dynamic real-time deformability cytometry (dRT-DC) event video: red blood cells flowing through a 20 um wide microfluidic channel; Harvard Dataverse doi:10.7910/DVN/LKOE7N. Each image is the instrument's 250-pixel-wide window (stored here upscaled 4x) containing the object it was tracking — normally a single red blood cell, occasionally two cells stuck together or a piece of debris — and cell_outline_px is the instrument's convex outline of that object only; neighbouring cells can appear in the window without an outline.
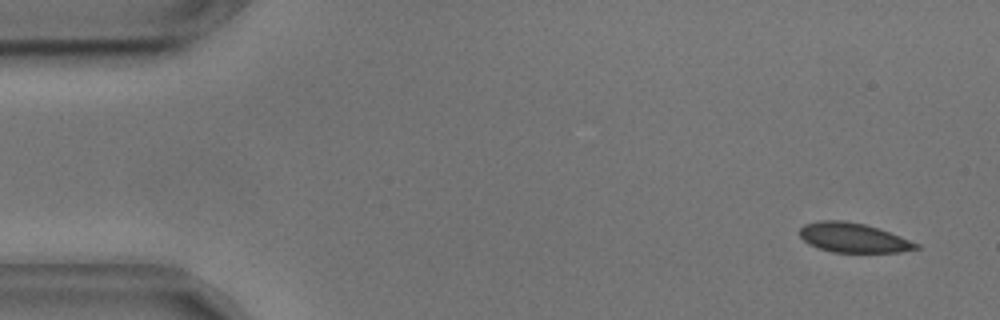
{"species": "common noctule bat (a hibernating species)", "species_latin": "Nyctalus noctula", "temperature_condition": "cold", "stored_images_in_passage": 55, "camera_frame_rate_fps": 3000, "um_per_image_px": 0.085, "animal": {"sex": "male", "body_mass_g": 17.9, "forearm_length_mm": 54.2}, "frame": {"image": 1, "passage_image": 3, "time_ms": 0.667, "image_size_px": [1000, 320], "cell_outline_px": [[916, 248], [892, 252], [840, 252], [824, 248], [812, 244], [800, 232], [800, 228], [808, 224], [860, 224], [896, 236], [916, 244]], "centroid_in_image_um": [72.57, 20.28], "position_along_channel_um": 12.4, "area_um2": 17.17}}
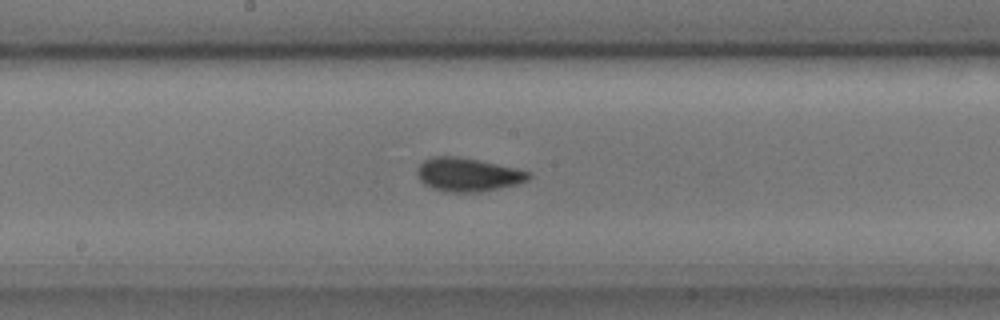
{"frame": {"image": 2, "passage_image": 28, "time_ms": 9.0, "image_size_px": [1000, 320], "cell_outline_px": [[528, 176], [520, 180], [504, 184], [484, 188], [444, 188], [432, 184], [424, 180], [420, 176], [420, 168], [428, 160], [468, 160], [488, 164], [524, 172]], "centroid_in_image_um": [39.73, 14.81], "position_along_channel_um": 208.5, "area_um2": 16.47}}
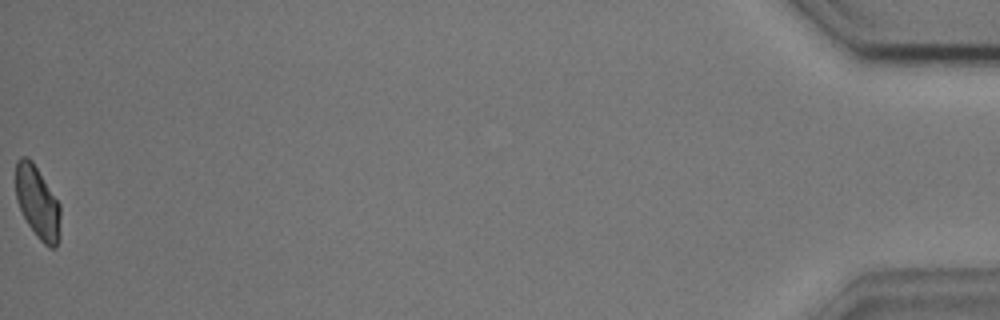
{"frame": {"image": 3, "passage_image": 55, "time_ms": 18.0, "image_size_px": [1000, 320], "cell_outline_px": [[60, 208], [56, 244], [52, 248], [32, 228], [24, 216], [20, 208], [16, 196], [16, 164], [24, 156], [36, 168], [56, 200]], "centroid_in_image_um": [3.15, 17.15], "position_along_channel_um": 432.1, "area_um2": 17.05}, "authors_computed_cell_mechanics": {"area_um2": 17.2244, "velocity_mm_per_s": 3.6132, "shape_relaxation_time_tau1_ms": null, "shape_relaxation_time_tau2_ms": 3.5614, "deformation_change_tau1": null, "deformation_change_tau2": 0.0483}}